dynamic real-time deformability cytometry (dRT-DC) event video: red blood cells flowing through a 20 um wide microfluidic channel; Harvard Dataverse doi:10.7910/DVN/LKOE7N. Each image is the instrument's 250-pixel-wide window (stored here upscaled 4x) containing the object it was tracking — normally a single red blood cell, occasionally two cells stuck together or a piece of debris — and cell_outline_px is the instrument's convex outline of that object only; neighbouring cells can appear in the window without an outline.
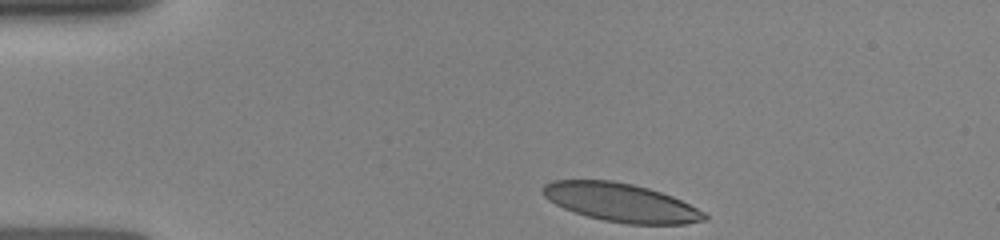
{"species": "human", "species_latin": "Homo sapiens", "temperature_condition": "room temperature", "stored_images_in_passage": 25, "camera_frame_rate_fps": 3000, "um_per_image_px": 0.085, "donor": {"sex": "female"}, "frame": {"image": 1, "passage_image": 1, "time_ms": 0.0, "image_size_px": [1000, 240], "cell_outline_px": [[708, 220], [684, 224], [628, 224], [604, 220], [588, 216], [564, 208], [548, 200], [544, 196], [544, 184], [552, 180], [612, 180], [632, 184], [648, 188], [672, 196], [704, 212], [708, 216]], "centroid_in_image_um": [52.79, 17.21], "position_along_channel_um": 32.2, "area_um2": 35.89}}
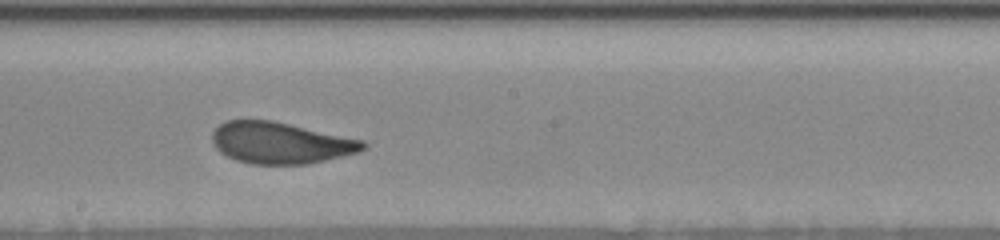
{"frame": {"image": 2, "passage_image": 15, "time_ms": 6.0, "image_size_px": [1000, 240], "cell_outline_px": [[368, 144], [360, 152], [308, 164], [252, 164], [236, 160], [220, 152], [212, 144], [212, 132], [220, 124], [228, 120], [272, 120], [364, 140]], "centroid_in_image_um": [23.85, 12.14], "position_along_channel_um": 224.3, "area_um2": 36.47}}
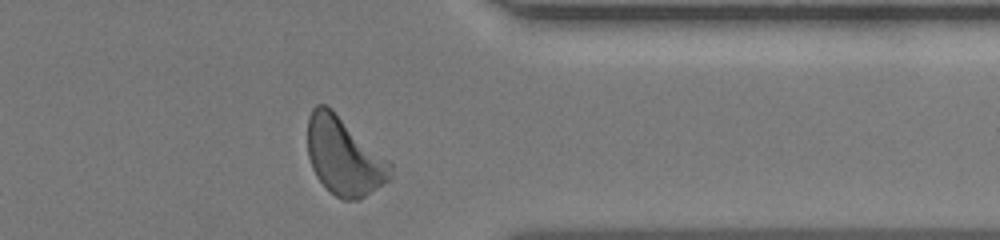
{"frame": {"image": 3, "passage_image": 25, "time_ms": 10.0, "image_size_px": [1000, 240], "cell_outline_px": [[392, 180], [360, 200], [344, 200], [336, 196], [316, 176], [312, 168], [308, 156], [308, 116], [312, 108], [316, 104], [328, 104], [388, 160], [392, 164]], "centroid_in_image_um": [29.26, 13.28], "position_along_channel_um": 382.1, "area_um2": 37.8}}